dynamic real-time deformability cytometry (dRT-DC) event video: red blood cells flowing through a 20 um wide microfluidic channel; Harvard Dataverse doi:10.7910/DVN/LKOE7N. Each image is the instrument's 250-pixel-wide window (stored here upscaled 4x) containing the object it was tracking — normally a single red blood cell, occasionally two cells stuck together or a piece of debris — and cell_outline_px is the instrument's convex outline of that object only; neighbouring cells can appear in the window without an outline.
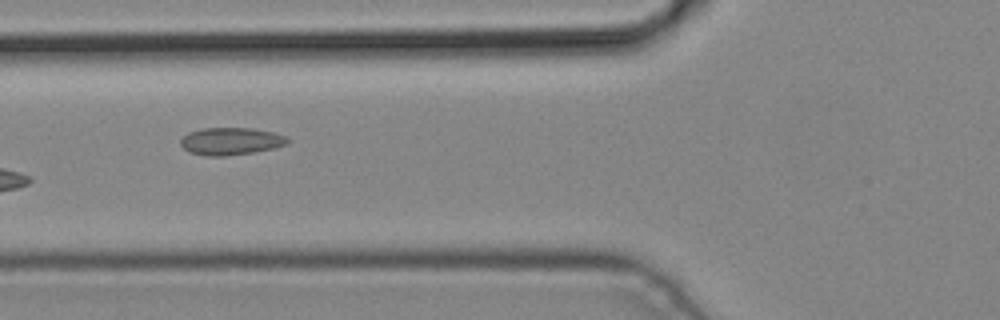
{"species": "common noctule bat (a hibernating species)", "species_latin": "Nyctalus noctula", "temperature_condition": "cold", "stored_images_in_passage": 6, "camera_frame_rate_fps": 3000, "um_per_image_px": 0.085, "animal": {"sex": "male", "body_mass_g": 19.2, "forearm_length_mm": 51.8}, "frame": {"image": 1, "passage_image": 6, "time_ms": 1.667, "image_size_px": [1000, 320], "cell_outline_px": [[292, 140], [288, 144], [272, 148], [252, 152], [228, 156], [208, 156], [188, 152], [180, 144], [180, 140], [188, 132], [204, 128], [252, 128], [272, 132], [288, 136]], "centroid_in_image_um": [19.64, 12.0], "position_along_channel_um": 106.2, "area_um2": 17.17}}